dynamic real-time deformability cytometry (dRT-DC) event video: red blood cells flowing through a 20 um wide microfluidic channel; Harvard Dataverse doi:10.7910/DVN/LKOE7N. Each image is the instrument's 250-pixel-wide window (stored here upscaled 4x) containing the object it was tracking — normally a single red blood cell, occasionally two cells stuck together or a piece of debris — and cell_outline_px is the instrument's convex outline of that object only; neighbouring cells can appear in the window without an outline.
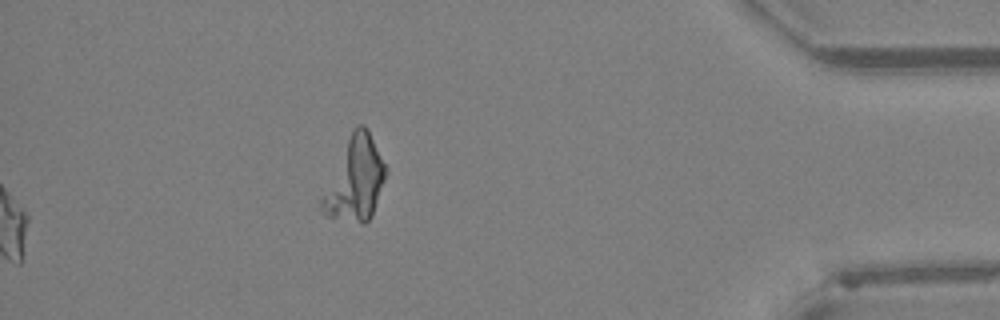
{"species": "Egyptian fruit bat (a non-hibernating species)", "species_latin": "Rousettus aegyptiacus", "temperature_condition": "warm", "stored_images_in_passage": 44, "camera_frame_rate_fps": 3000, "um_per_image_px": 0.085, "animal": {"sex": "female"}, "frame": {"image": 1, "passage_image": 44, "time_ms": 14.333, "image_size_px": [1000, 320], "cell_outline_px": [[388, 172], [372, 216], [364, 224], [324, 216], [320, 204], [320, 200], [352, 128], [356, 124], [364, 124], [388, 168]], "centroid_in_image_um": [30.21, 15.26], "position_along_channel_um": 405.0, "area_um2": 30.75}}